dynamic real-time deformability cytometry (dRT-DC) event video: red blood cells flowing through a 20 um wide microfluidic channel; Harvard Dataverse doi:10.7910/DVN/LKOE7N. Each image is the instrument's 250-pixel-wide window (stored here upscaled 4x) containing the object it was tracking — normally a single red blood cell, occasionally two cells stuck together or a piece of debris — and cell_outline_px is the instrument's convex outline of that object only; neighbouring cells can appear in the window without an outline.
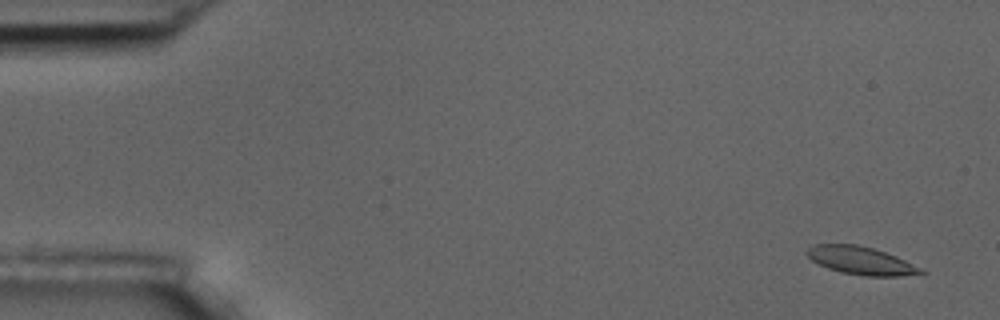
{"species": "common noctule bat (a hibernating species)", "species_latin": "Nyctalus noctula", "temperature_condition": "room temperature", "stored_images_in_passage": 6, "camera_frame_rate_fps": 3000, "um_per_image_px": 0.085, "animal": {"sex": "male", "body_mass_g": 17.5, "forearm_length_mm": 52.3}, "frame": {"image": 1, "passage_image": 1, "time_ms": 0.0, "image_size_px": [1000, 320], "cell_outline_px": [[928, 272], [924, 276], [864, 276], [840, 272], [828, 268], [812, 260], [804, 252], [812, 244], [856, 244], [872, 248], [896, 256]], "centroid_in_image_um": [73.23, 22.17], "position_along_channel_um": 11.8, "area_um2": 18.73}}
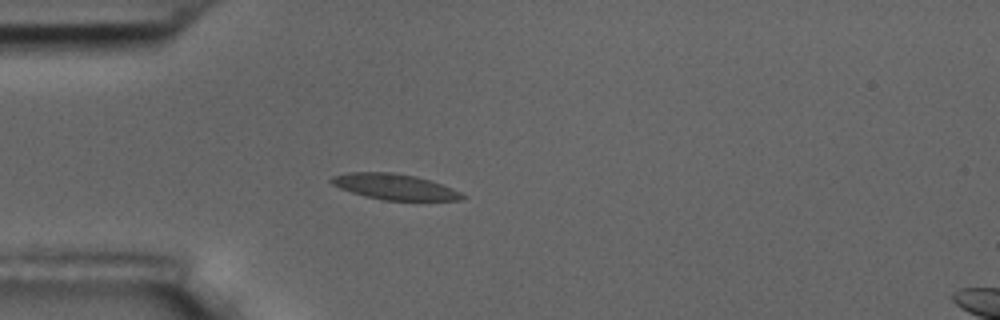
{"frame": {"image": 2, "passage_image": 5, "time_ms": 4.333, "image_size_px": [1000, 320], "cell_outline_px": [[468, 196], [464, 200], [384, 200], [364, 196], [340, 188], [332, 184], [328, 180], [332, 176], [348, 172], [396, 172], [416, 176], [452, 188]], "centroid_in_image_um": [33.53, 15.87], "position_along_channel_um": 51.5, "area_um2": 19.65}}